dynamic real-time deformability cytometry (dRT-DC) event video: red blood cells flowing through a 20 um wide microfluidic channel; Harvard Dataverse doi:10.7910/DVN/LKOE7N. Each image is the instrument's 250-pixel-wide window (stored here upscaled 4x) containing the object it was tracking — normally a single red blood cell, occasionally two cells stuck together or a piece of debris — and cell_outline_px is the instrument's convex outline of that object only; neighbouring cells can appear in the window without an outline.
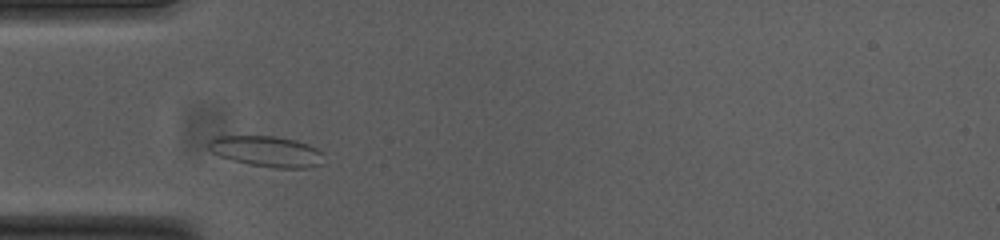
{"species": "common noctule bat (a hibernating species)", "species_latin": "Nyctalus noctula", "temperature_condition": "cold", "stored_images_in_passage": 30, "camera_frame_rate_fps": 3000, "um_per_image_px": 0.085, "animal": {"sex": "female", "body_mass_g": 23.0, "forearm_length_mm": 53.4}, "frame": {"image": 1, "passage_image": 2, "time_ms": 0.333, "image_size_px": [1000, 240], "cell_outline_px": [[324, 164], [308, 168], [272, 168], [248, 164], [232, 160], [220, 156], [212, 152], [204, 144], [212, 136], [272, 136], [296, 140], [308, 144], [316, 148], [320, 152]], "centroid_in_image_um": [22.61, 12.87], "position_along_channel_um": 62.4, "area_um2": 20.92}}
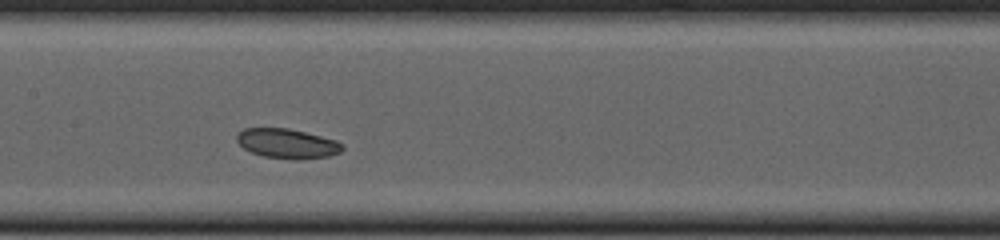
{"frame": {"image": 2, "passage_image": 12, "time_ms": 3.667, "image_size_px": [1000, 240], "cell_outline_px": [[344, 148], [340, 152], [328, 156], [296, 160], [292, 160], [264, 156], [252, 152], [244, 148], [236, 140], [236, 136], [244, 128], [288, 128], [336, 140], [344, 144]], "centroid_in_image_um": [24.43, 12.2], "position_along_channel_um": 183.0, "area_um2": 18.15}}
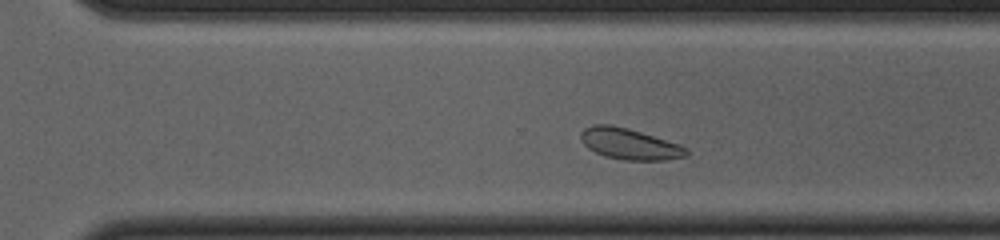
{"frame": {"image": 3, "passage_image": 23, "time_ms": 7.333, "image_size_px": [1000, 240], "cell_outline_px": [[688, 156], [664, 160], [624, 160], [604, 156], [588, 148], [584, 144], [580, 136], [584, 128], [592, 124], [608, 124], [628, 128], [680, 144], [688, 148]], "centroid_in_image_um": [53.53, 12.23], "position_along_channel_um": 317.1, "area_um2": 19.13}}